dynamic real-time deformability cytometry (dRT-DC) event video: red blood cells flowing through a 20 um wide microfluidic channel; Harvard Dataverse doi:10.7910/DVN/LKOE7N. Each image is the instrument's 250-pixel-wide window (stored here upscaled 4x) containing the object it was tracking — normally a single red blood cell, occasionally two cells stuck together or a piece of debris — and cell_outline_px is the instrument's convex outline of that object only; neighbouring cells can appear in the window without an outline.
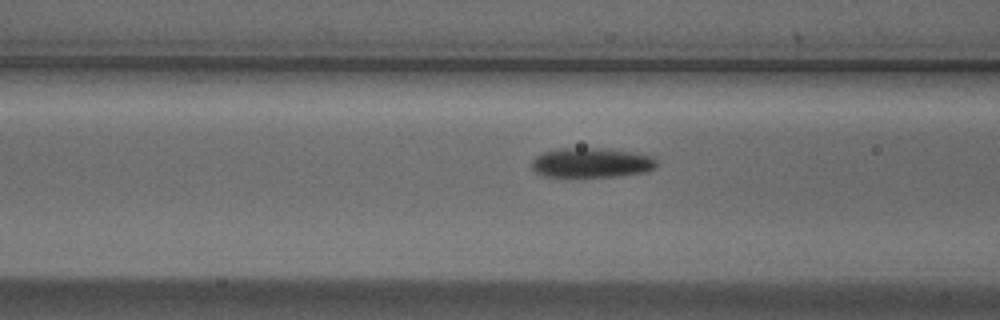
{"species": "Egyptian fruit bat (a non-hibernating species)", "species_latin": "Rousettus aegyptiacus", "temperature_condition": "cold", "stored_images_in_passage": 20, "camera_frame_rate_fps": 3000, "um_per_image_px": 0.085, "animal": {"sex": "male"}, "frame": {"image": 1, "passage_image": 18, "time_ms": 5.667, "image_size_px": [1000, 320], "cell_outline_px": [[656, 168], [648, 172], [620, 176], [544, 176], [536, 172], [532, 168], [532, 160], [536, 156], [544, 152], [560, 148], [596, 148], [632, 152], [652, 156], [656, 160]], "centroid_in_image_um": [50.3, 13.83], "position_along_channel_um": 116.3, "area_um2": 21.5}}